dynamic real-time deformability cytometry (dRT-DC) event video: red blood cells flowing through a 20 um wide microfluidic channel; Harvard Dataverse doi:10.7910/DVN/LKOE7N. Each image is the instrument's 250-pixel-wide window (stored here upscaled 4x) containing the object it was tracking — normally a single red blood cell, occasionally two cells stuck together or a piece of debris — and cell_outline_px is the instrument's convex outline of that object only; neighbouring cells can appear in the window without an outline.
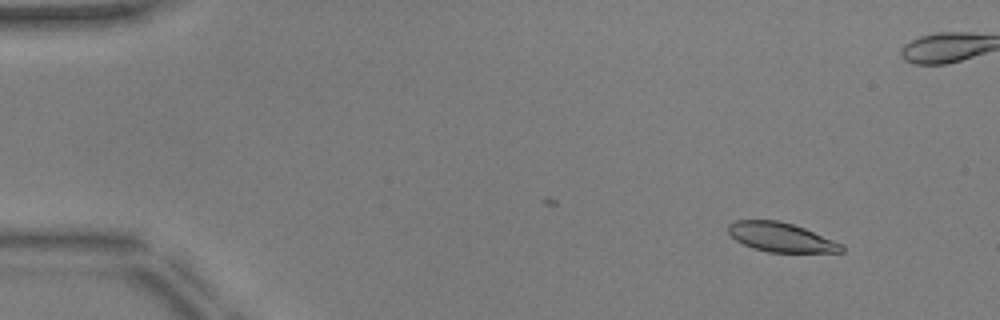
{"species": "common noctule bat (a hibernating species)", "species_latin": "Nyctalus noctula", "temperature_condition": "warm", "stored_images_in_passage": 49, "camera_frame_rate_fps": 3000, "um_per_image_px": 0.085, "animal": {"sex": "male", "body_mass_g": 17.9, "forearm_length_mm": 54.2}, "frame": {"image": 1, "passage_image": 2, "time_ms": 0.333, "image_size_px": [1000, 320], "cell_outline_px": [[844, 252], [768, 252], [752, 248], [736, 240], [728, 232], [728, 224], [736, 220], [776, 220], [792, 224], [804, 228], [844, 244]], "centroid_in_image_um": [66.39, 20.17], "position_along_channel_um": 18.6, "area_um2": 19.25}}
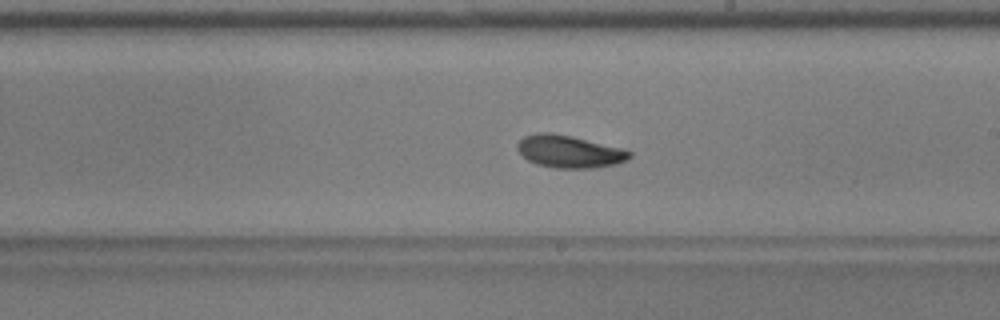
{"frame": {"image": 2, "passage_image": 27, "time_ms": 8.667, "image_size_px": [1000, 320], "cell_outline_px": [[632, 156], [628, 160], [616, 164], [596, 168], [556, 168], [536, 164], [528, 160], [516, 148], [516, 144], [524, 136], [536, 132], [552, 132], [572, 136], [620, 148], [632, 152]], "centroid_in_image_um": [48.38, 12.88], "position_along_channel_um": 240.6, "area_um2": 21.27}}
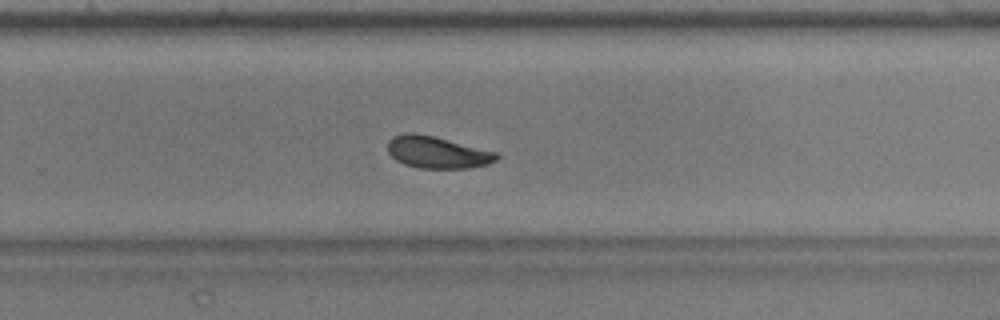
{"frame": {"image": 3, "passage_image": 31, "time_ms": 10.0, "image_size_px": [1000, 320], "cell_outline_px": [[500, 156], [496, 160], [488, 164], [468, 168], [420, 168], [404, 164], [396, 160], [388, 152], [388, 140], [392, 136], [408, 132], [412, 132], [432, 136], [496, 152]], "centroid_in_image_um": [37.14, 12.95], "position_along_channel_um": 292.7, "area_um2": 20.06}, "authors_computed_cell_mechanics": {"area_um2": 20.7502, "velocity_mm_per_s": 3.9198, "shape_relaxation_time_tau1_ms": 2.2439, "shape_relaxation_time_tau2_ms": 4.6122, "deformation_change_tau1": 0.1333, "deformation_change_tau2": 0.1142}}